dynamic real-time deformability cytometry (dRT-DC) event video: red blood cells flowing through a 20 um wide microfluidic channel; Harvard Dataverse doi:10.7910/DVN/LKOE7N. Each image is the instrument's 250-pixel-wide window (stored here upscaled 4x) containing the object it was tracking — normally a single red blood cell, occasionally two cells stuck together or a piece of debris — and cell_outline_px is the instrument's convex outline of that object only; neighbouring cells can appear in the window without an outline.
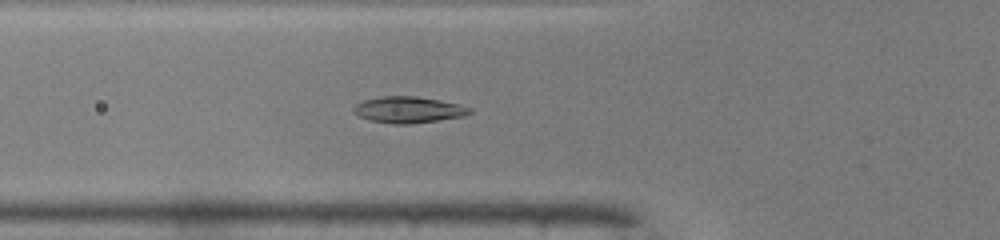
{"species": "common noctule bat (a hibernating species)", "species_latin": "Nyctalus noctula", "temperature_condition": "warm", "stored_images_in_passage": 37, "camera_frame_rate_fps": 3000, "um_per_image_px": 0.085, "animal": {"sex": "male", "body_mass_g": 19.0, "forearm_length_mm": 50.8}, "frame": {"image": 1, "passage_image": 12, "time_ms": 3.667, "image_size_px": [1000, 240], "cell_outline_px": [[472, 112], [464, 116], [412, 124], [392, 124], [368, 120], [352, 112], [352, 108], [356, 104], [364, 100], [380, 96], [416, 96], [440, 100], [460, 104], [472, 108]], "centroid_in_image_um": [34.71, 9.33], "position_along_channel_um": 91.1, "area_um2": 17.98}}
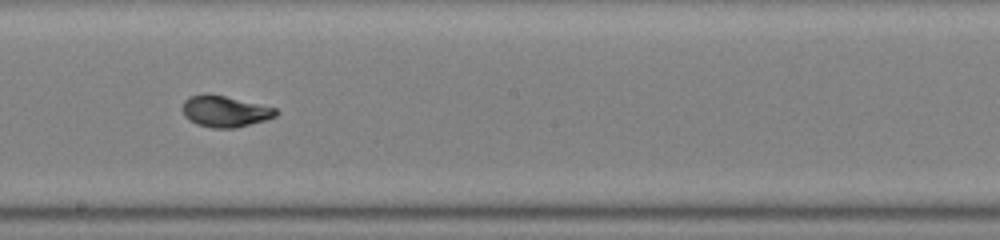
{"frame": {"image": 2, "passage_image": 22, "time_ms": 7.0, "image_size_px": [1000, 240], "cell_outline_px": [[280, 112], [276, 116], [264, 120], [236, 128], [212, 128], [196, 124], [188, 120], [184, 116], [180, 108], [184, 100], [188, 96], [204, 92], [208, 92], [276, 108]], "centroid_in_image_um": [19.05, 9.45], "position_along_channel_um": 229.2, "area_um2": 17.4}}
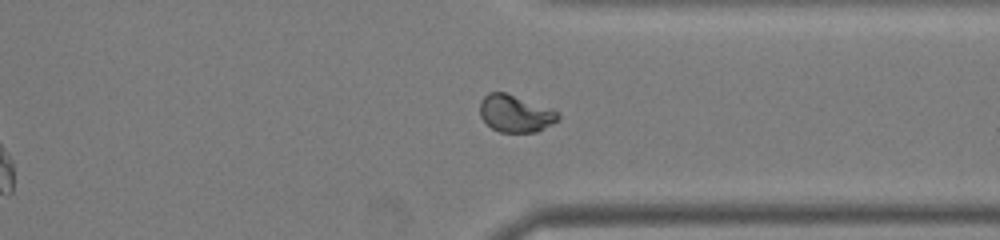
{"frame": {"image": 3, "passage_image": 32, "time_ms": 10.333, "image_size_px": [1000, 240], "cell_outline_px": [[560, 120], [536, 132], [500, 132], [492, 128], [480, 116], [480, 100], [488, 92], [504, 92], [552, 108], [560, 116]], "centroid_in_image_um": [43.81, 9.64], "position_along_channel_um": 367.6, "area_um2": 16.94}, "authors_computed_cell_mechanics": {"area_um2": 17.1666, "velocity_mm_per_s": 4.1407, "shape_relaxation_time_tau1_ms": 6.1486, "shape_relaxation_time_tau2_ms": null, "deformation_change_tau1": 0.2366, "deformation_change_tau2": null}}